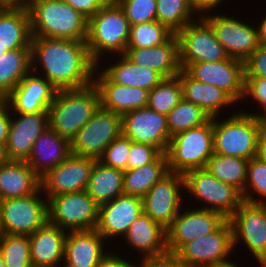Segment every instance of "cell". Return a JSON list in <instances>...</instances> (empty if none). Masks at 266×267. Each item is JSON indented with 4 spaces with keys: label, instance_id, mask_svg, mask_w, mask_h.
<instances>
[{
    "label": "cell",
    "instance_id": "cell-1",
    "mask_svg": "<svg viewBox=\"0 0 266 267\" xmlns=\"http://www.w3.org/2000/svg\"><path fill=\"white\" fill-rule=\"evenodd\" d=\"M30 47L31 71L35 73L40 64L44 78L56 89H81L93 84L98 66L86 41L32 37Z\"/></svg>",
    "mask_w": 266,
    "mask_h": 267
},
{
    "label": "cell",
    "instance_id": "cell-2",
    "mask_svg": "<svg viewBox=\"0 0 266 267\" xmlns=\"http://www.w3.org/2000/svg\"><path fill=\"white\" fill-rule=\"evenodd\" d=\"M32 37L86 41V19L62 0H26Z\"/></svg>",
    "mask_w": 266,
    "mask_h": 267
},
{
    "label": "cell",
    "instance_id": "cell-3",
    "mask_svg": "<svg viewBox=\"0 0 266 267\" xmlns=\"http://www.w3.org/2000/svg\"><path fill=\"white\" fill-rule=\"evenodd\" d=\"M100 106V94L94 84L81 89L58 90L48 109L49 127L71 143Z\"/></svg>",
    "mask_w": 266,
    "mask_h": 267
},
{
    "label": "cell",
    "instance_id": "cell-4",
    "mask_svg": "<svg viewBox=\"0 0 266 267\" xmlns=\"http://www.w3.org/2000/svg\"><path fill=\"white\" fill-rule=\"evenodd\" d=\"M129 37V21L116 0H109L88 19L86 45L97 66L103 53L124 54Z\"/></svg>",
    "mask_w": 266,
    "mask_h": 267
},
{
    "label": "cell",
    "instance_id": "cell-5",
    "mask_svg": "<svg viewBox=\"0 0 266 267\" xmlns=\"http://www.w3.org/2000/svg\"><path fill=\"white\" fill-rule=\"evenodd\" d=\"M213 118L214 153L247 160L256 157L261 122L264 118L257 113L241 110L220 122Z\"/></svg>",
    "mask_w": 266,
    "mask_h": 267
},
{
    "label": "cell",
    "instance_id": "cell-6",
    "mask_svg": "<svg viewBox=\"0 0 266 267\" xmlns=\"http://www.w3.org/2000/svg\"><path fill=\"white\" fill-rule=\"evenodd\" d=\"M214 154L213 118L202 126L173 135L166 156L170 172L184 174L189 170L205 168Z\"/></svg>",
    "mask_w": 266,
    "mask_h": 267
},
{
    "label": "cell",
    "instance_id": "cell-7",
    "mask_svg": "<svg viewBox=\"0 0 266 267\" xmlns=\"http://www.w3.org/2000/svg\"><path fill=\"white\" fill-rule=\"evenodd\" d=\"M183 177L184 190L206 204L202 209L218 212L227 220L244 201L238 189L220 181L206 168L189 170Z\"/></svg>",
    "mask_w": 266,
    "mask_h": 267
},
{
    "label": "cell",
    "instance_id": "cell-8",
    "mask_svg": "<svg viewBox=\"0 0 266 267\" xmlns=\"http://www.w3.org/2000/svg\"><path fill=\"white\" fill-rule=\"evenodd\" d=\"M48 221L65 231L95 229L99 206L86 191L56 195L47 199Z\"/></svg>",
    "mask_w": 266,
    "mask_h": 267
},
{
    "label": "cell",
    "instance_id": "cell-9",
    "mask_svg": "<svg viewBox=\"0 0 266 267\" xmlns=\"http://www.w3.org/2000/svg\"><path fill=\"white\" fill-rule=\"evenodd\" d=\"M187 24L176 33L179 41L181 69L200 62H219L229 58L224 47L218 42L210 24L199 17L198 21Z\"/></svg>",
    "mask_w": 266,
    "mask_h": 267
},
{
    "label": "cell",
    "instance_id": "cell-10",
    "mask_svg": "<svg viewBox=\"0 0 266 267\" xmlns=\"http://www.w3.org/2000/svg\"><path fill=\"white\" fill-rule=\"evenodd\" d=\"M121 135V115L100 106L71 141V154L98 160L106 147Z\"/></svg>",
    "mask_w": 266,
    "mask_h": 267
},
{
    "label": "cell",
    "instance_id": "cell-11",
    "mask_svg": "<svg viewBox=\"0 0 266 267\" xmlns=\"http://www.w3.org/2000/svg\"><path fill=\"white\" fill-rule=\"evenodd\" d=\"M41 190L0 201L4 234L31 235L48 221V201L41 199Z\"/></svg>",
    "mask_w": 266,
    "mask_h": 267
},
{
    "label": "cell",
    "instance_id": "cell-12",
    "mask_svg": "<svg viewBox=\"0 0 266 267\" xmlns=\"http://www.w3.org/2000/svg\"><path fill=\"white\" fill-rule=\"evenodd\" d=\"M233 249L232 226L226 219L213 233L187 242L175 255L189 267H208L229 260Z\"/></svg>",
    "mask_w": 266,
    "mask_h": 267
},
{
    "label": "cell",
    "instance_id": "cell-13",
    "mask_svg": "<svg viewBox=\"0 0 266 267\" xmlns=\"http://www.w3.org/2000/svg\"><path fill=\"white\" fill-rule=\"evenodd\" d=\"M228 220L233 248L242 240L256 259L266 258V204L243 201Z\"/></svg>",
    "mask_w": 266,
    "mask_h": 267
},
{
    "label": "cell",
    "instance_id": "cell-14",
    "mask_svg": "<svg viewBox=\"0 0 266 267\" xmlns=\"http://www.w3.org/2000/svg\"><path fill=\"white\" fill-rule=\"evenodd\" d=\"M180 188L184 189L183 174L169 171L142 198L143 212L166 230L181 211Z\"/></svg>",
    "mask_w": 266,
    "mask_h": 267
},
{
    "label": "cell",
    "instance_id": "cell-15",
    "mask_svg": "<svg viewBox=\"0 0 266 267\" xmlns=\"http://www.w3.org/2000/svg\"><path fill=\"white\" fill-rule=\"evenodd\" d=\"M122 135L135 143L149 144L166 153L171 136L167 116L148 106L123 114Z\"/></svg>",
    "mask_w": 266,
    "mask_h": 267
},
{
    "label": "cell",
    "instance_id": "cell-16",
    "mask_svg": "<svg viewBox=\"0 0 266 267\" xmlns=\"http://www.w3.org/2000/svg\"><path fill=\"white\" fill-rule=\"evenodd\" d=\"M184 70L192 78L223 90L235 102L244 100L245 62L229 57L219 62L193 63Z\"/></svg>",
    "mask_w": 266,
    "mask_h": 267
},
{
    "label": "cell",
    "instance_id": "cell-17",
    "mask_svg": "<svg viewBox=\"0 0 266 267\" xmlns=\"http://www.w3.org/2000/svg\"><path fill=\"white\" fill-rule=\"evenodd\" d=\"M218 42L231 58L245 62L258 48V28L226 15H204Z\"/></svg>",
    "mask_w": 266,
    "mask_h": 267
},
{
    "label": "cell",
    "instance_id": "cell-18",
    "mask_svg": "<svg viewBox=\"0 0 266 267\" xmlns=\"http://www.w3.org/2000/svg\"><path fill=\"white\" fill-rule=\"evenodd\" d=\"M96 159L71 154L40 179L41 189L50 197L85 191ZM48 197V198H47Z\"/></svg>",
    "mask_w": 266,
    "mask_h": 267
},
{
    "label": "cell",
    "instance_id": "cell-19",
    "mask_svg": "<svg viewBox=\"0 0 266 267\" xmlns=\"http://www.w3.org/2000/svg\"><path fill=\"white\" fill-rule=\"evenodd\" d=\"M188 210L182 214L179 211L166 230L169 254H175L187 242L213 233L226 220L220 213L201 207Z\"/></svg>",
    "mask_w": 266,
    "mask_h": 267
},
{
    "label": "cell",
    "instance_id": "cell-20",
    "mask_svg": "<svg viewBox=\"0 0 266 267\" xmlns=\"http://www.w3.org/2000/svg\"><path fill=\"white\" fill-rule=\"evenodd\" d=\"M57 92L58 89L44 77L30 71L4 100L11 112H48Z\"/></svg>",
    "mask_w": 266,
    "mask_h": 267
},
{
    "label": "cell",
    "instance_id": "cell-21",
    "mask_svg": "<svg viewBox=\"0 0 266 267\" xmlns=\"http://www.w3.org/2000/svg\"><path fill=\"white\" fill-rule=\"evenodd\" d=\"M12 118L6 143L7 154L11 161L27 162L35 140L49 126L48 112L15 113ZM18 118V119H17Z\"/></svg>",
    "mask_w": 266,
    "mask_h": 267
},
{
    "label": "cell",
    "instance_id": "cell-22",
    "mask_svg": "<svg viewBox=\"0 0 266 267\" xmlns=\"http://www.w3.org/2000/svg\"><path fill=\"white\" fill-rule=\"evenodd\" d=\"M143 212L141 197L121 195L102 204L98 209V222L96 230L108 240L115 236H121L127 232L133 221Z\"/></svg>",
    "mask_w": 266,
    "mask_h": 267
},
{
    "label": "cell",
    "instance_id": "cell-23",
    "mask_svg": "<svg viewBox=\"0 0 266 267\" xmlns=\"http://www.w3.org/2000/svg\"><path fill=\"white\" fill-rule=\"evenodd\" d=\"M123 55L135 65L155 70L163 78L175 77L182 70L176 34L167 42L155 47L127 48Z\"/></svg>",
    "mask_w": 266,
    "mask_h": 267
},
{
    "label": "cell",
    "instance_id": "cell-24",
    "mask_svg": "<svg viewBox=\"0 0 266 267\" xmlns=\"http://www.w3.org/2000/svg\"><path fill=\"white\" fill-rule=\"evenodd\" d=\"M98 74L99 77L93 79V84L99 91L102 108L122 116L132 110L148 106L149 90L122 86L112 82L103 72Z\"/></svg>",
    "mask_w": 266,
    "mask_h": 267
},
{
    "label": "cell",
    "instance_id": "cell-25",
    "mask_svg": "<svg viewBox=\"0 0 266 267\" xmlns=\"http://www.w3.org/2000/svg\"><path fill=\"white\" fill-rule=\"evenodd\" d=\"M66 235L49 221L29 235L32 267H57L64 262Z\"/></svg>",
    "mask_w": 266,
    "mask_h": 267
},
{
    "label": "cell",
    "instance_id": "cell-26",
    "mask_svg": "<svg viewBox=\"0 0 266 267\" xmlns=\"http://www.w3.org/2000/svg\"><path fill=\"white\" fill-rule=\"evenodd\" d=\"M124 236L129 246L142 253V261L168 253L166 229L144 212L133 221Z\"/></svg>",
    "mask_w": 266,
    "mask_h": 267
},
{
    "label": "cell",
    "instance_id": "cell-27",
    "mask_svg": "<svg viewBox=\"0 0 266 267\" xmlns=\"http://www.w3.org/2000/svg\"><path fill=\"white\" fill-rule=\"evenodd\" d=\"M103 241L96 229L67 232L64 262L71 267H97L108 253Z\"/></svg>",
    "mask_w": 266,
    "mask_h": 267
},
{
    "label": "cell",
    "instance_id": "cell-28",
    "mask_svg": "<svg viewBox=\"0 0 266 267\" xmlns=\"http://www.w3.org/2000/svg\"><path fill=\"white\" fill-rule=\"evenodd\" d=\"M70 155V142L48 126L35 140L27 163L41 179Z\"/></svg>",
    "mask_w": 266,
    "mask_h": 267
},
{
    "label": "cell",
    "instance_id": "cell-29",
    "mask_svg": "<svg viewBox=\"0 0 266 267\" xmlns=\"http://www.w3.org/2000/svg\"><path fill=\"white\" fill-rule=\"evenodd\" d=\"M31 38L26 6L0 7V56L6 51L31 48Z\"/></svg>",
    "mask_w": 266,
    "mask_h": 267
},
{
    "label": "cell",
    "instance_id": "cell-30",
    "mask_svg": "<svg viewBox=\"0 0 266 267\" xmlns=\"http://www.w3.org/2000/svg\"><path fill=\"white\" fill-rule=\"evenodd\" d=\"M183 88V98L202 108L211 118L218 117L225 106L235 101L218 87L192 78L184 69L177 75Z\"/></svg>",
    "mask_w": 266,
    "mask_h": 267
},
{
    "label": "cell",
    "instance_id": "cell-31",
    "mask_svg": "<svg viewBox=\"0 0 266 267\" xmlns=\"http://www.w3.org/2000/svg\"><path fill=\"white\" fill-rule=\"evenodd\" d=\"M40 187V178L27 162L10 161L0 167V201L29 196Z\"/></svg>",
    "mask_w": 266,
    "mask_h": 267
},
{
    "label": "cell",
    "instance_id": "cell-32",
    "mask_svg": "<svg viewBox=\"0 0 266 267\" xmlns=\"http://www.w3.org/2000/svg\"><path fill=\"white\" fill-rule=\"evenodd\" d=\"M85 191L98 206L124 195L123 171L96 160Z\"/></svg>",
    "mask_w": 266,
    "mask_h": 267
},
{
    "label": "cell",
    "instance_id": "cell-33",
    "mask_svg": "<svg viewBox=\"0 0 266 267\" xmlns=\"http://www.w3.org/2000/svg\"><path fill=\"white\" fill-rule=\"evenodd\" d=\"M119 57L115 65H108L102 70L112 82L150 91L162 81L163 77L155 70L135 65L123 54Z\"/></svg>",
    "mask_w": 266,
    "mask_h": 267
},
{
    "label": "cell",
    "instance_id": "cell-34",
    "mask_svg": "<svg viewBox=\"0 0 266 267\" xmlns=\"http://www.w3.org/2000/svg\"><path fill=\"white\" fill-rule=\"evenodd\" d=\"M169 172L166 153L152 163L123 171L124 194L143 198Z\"/></svg>",
    "mask_w": 266,
    "mask_h": 267
},
{
    "label": "cell",
    "instance_id": "cell-35",
    "mask_svg": "<svg viewBox=\"0 0 266 267\" xmlns=\"http://www.w3.org/2000/svg\"><path fill=\"white\" fill-rule=\"evenodd\" d=\"M31 71V48L6 51L0 56V100H4Z\"/></svg>",
    "mask_w": 266,
    "mask_h": 267
},
{
    "label": "cell",
    "instance_id": "cell-36",
    "mask_svg": "<svg viewBox=\"0 0 266 267\" xmlns=\"http://www.w3.org/2000/svg\"><path fill=\"white\" fill-rule=\"evenodd\" d=\"M248 160L234 156L213 154L205 168L220 181L230 184L242 194L246 186V172Z\"/></svg>",
    "mask_w": 266,
    "mask_h": 267
},
{
    "label": "cell",
    "instance_id": "cell-37",
    "mask_svg": "<svg viewBox=\"0 0 266 267\" xmlns=\"http://www.w3.org/2000/svg\"><path fill=\"white\" fill-rule=\"evenodd\" d=\"M210 119L202 108L183 98L167 115L170 136L202 126Z\"/></svg>",
    "mask_w": 266,
    "mask_h": 267
},
{
    "label": "cell",
    "instance_id": "cell-38",
    "mask_svg": "<svg viewBox=\"0 0 266 267\" xmlns=\"http://www.w3.org/2000/svg\"><path fill=\"white\" fill-rule=\"evenodd\" d=\"M183 99V88L178 76L163 78L149 91L148 107L160 114L168 113Z\"/></svg>",
    "mask_w": 266,
    "mask_h": 267
},
{
    "label": "cell",
    "instance_id": "cell-39",
    "mask_svg": "<svg viewBox=\"0 0 266 267\" xmlns=\"http://www.w3.org/2000/svg\"><path fill=\"white\" fill-rule=\"evenodd\" d=\"M157 21L173 33L183 29L192 20L194 12L190 0H156Z\"/></svg>",
    "mask_w": 266,
    "mask_h": 267
},
{
    "label": "cell",
    "instance_id": "cell-40",
    "mask_svg": "<svg viewBox=\"0 0 266 267\" xmlns=\"http://www.w3.org/2000/svg\"><path fill=\"white\" fill-rule=\"evenodd\" d=\"M174 34L158 21L132 25L127 48L155 47L167 42Z\"/></svg>",
    "mask_w": 266,
    "mask_h": 267
},
{
    "label": "cell",
    "instance_id": "cell-41",
    "mask_svg": "<svg viewBox=\"0 0 266 267\" xmlns=\"http://www.w3.org/2000/svg\"><path fill=\"white\" fill-rule=\"evenodd\" d=\"M0 252L5 267H32L29 235L4 234L0 238Z\"/></svg>",
    "mask_w": 266,
    "mask_h": 267
},
{
    "label": "cell",
    "instance_id": "cell-42",
    "mask_svg": "<svg viewBox=\"0 0 266 267\" xmlns=\"http://www.w3.org/2000/svg\"><path fill=\"white\" fill-rule=\"evenodd\" d=\"M248 190L253 193H249ZM254 192L266 199V162L260 160L258 157H253L248 160L246 186L242 197L244 201L250 203L266 204V201H262L261 198H259V200L255 199L253 196Z\"/></svg>",
    "mask_w": 266,
    "mask_h": 267
},
{
    "label": "cell",
    "instance_id": "cell-43",
    "mask_svg": "<svg viewBox=\"0 0 266 267\" xmlns=\"http://www.w3.org/2000/svg\"><path fill=\"white\" fill-rule=\"evenodd\" d=\"M125 12L130 26L157 21L156 0H116Z\"/></svg>",
    "mask_w": 266,
    "mask_h": 267
},
{
    "label": "cell",
    "instance_id": "cell-44",
    "mask_svg": "<svg viewBox=\"0 0 266 267\" xmlns=\"http://www.w3.org/2000/svg\"><path fill=\"white\" fill-rule=\"evenodd\" d=\"M129 152L130 139L121 135L106 147L98 161L105 166L125 171L127 170Z\"/></svg>",
    "mask_w": 266,
    "mask_h": 267
},
{
    "label": "cell",
    "instance_id": "cell-45",
    "mask_svg": "<svg viewBox=\"0 0 266 267\" xmlns=\"http://www.w3.org/2000/svg\"><path fill=\"white\" fill-rule=\"evenodd\" d=\"M161 152L149 144L135 143L130 140V152L127 160V169L140 168L152 163Z\"/></svg>",
    "mask_w": 266,
    "mask_h": 267
},
{
    "label": "cell",
    "instance_id": "cell-46",
    "mask_svg": "<svg viewBox=\"0 0 266 267\" xmlns=\"http://www.w3.org/2000/svg\"><path fill=\"white\" fill-rule=\"evenodd\" d=\"M252 96L257 104L260 105V108L264 110L263 114H258V116L265 118L266 117V78L259 77H245L244 84V96L249 97Z\"/></svg>",
    "mask_w": 266,
    "mask_h": 267
},
{
    "label": "cell",
    "instance_id": "cell-47",
    "mask_svg": "<svg viewBox=\"0 0 266 267\" xmlns=\"http://www.w3.org/2000/svg\"><path fill=\"white\" fill-rule=\"evenodd\" d=\"M245 77L266 78V45L259 44L245 61Z\"/></svg>",
    "mask_w": 266,
    "mask_h": 267
},
{
    "label": "cell",
    "instance_id": "cell-48",
    "mask_svg": "<svg viewBox=\"0 0 266 267\" xmlns=\"http://www.w3.org/2000/svg\"><path fill=\"white\" fill-rule=\"evenodd\" d=\"M75 10L79 11L86 19L94 16L109 0H62Z\"/></svg>",
    "mask_w": 266,
    "mask_h": 267
},
{
    "label": "cell",
    "instance_id": "cell-49",
    "mask_svg": "<svg viewBox=\"0 0 266 267\" xmlns=\"http://www.w3.org/2000/svg\"><path fill=\"white\" fill-rule=\"evenodd\" d=\"M141 265V266H140ZM137 267H189L175 254H165L140 262Z\"/></svg>",
    "mask_w": 266,
    "mask_h": 267
},
{
    "label": "cell",
    "instance_id": "cell-50",
    "mask_svg": "<svg viewBox=\"0 0 266 267\" xmlns=\"http://www.w3.org/2000/svg\"><path fill=\"white\" fill-rule=\"evenodd\" d=\"M10 111L11 110L7 102L5 100H0V144L7 143L9 127L11 122Z\"/></svg>",
    "mask_w": 266,
    "mask_h": 267
},
{
    "label": "cell",
    "instance_id": "cell-51",
    "mask_svg": "<svg viewBox=\"0 0 266 267\" xmlns=\"http://www.w3.org/2000/svg\"><path fill=\"white\" fill-rule=\"evenodd\" d=\"M137 267V265H135ZM128 260L120 258V256L113 255L108 252L103 259L99 262L97 267H135Z\"/></svg>",
    "mask_w": 266,
    "mask_h": 267
},
{
    "label": "cell",
    "instance_id": "cell-52",
    "mask_svg": "<svg viewBox=\"0 0 266 267\" xmlns=\"http://www.w3.org/2000/svg\"><path fill=\"white\" fill-rule=\"evenodd\" d=\"M192 10L194 13H200L201 17L204 15L202 14L204 11L206 12L205 15L209 12L207 11H212L211 9H216L219 4L223 2V0H190ZM196 11V12H195Z\"/></svg>",
    "mask_w": 266,
    "mask_h": 267
},
{
    "label": "cell",
    "instance_id": "cell-53",
    "mask_svg": "<svg viewBox=\"0 0 266 267\" xmlns=\"http://www.w3.org/2000/svg\"><path fill=\"white\" fill-rule=\"evenodd\" d=\"M260 160L266 162V120L261 122L258 137L257 155Z\"/></svg>",
    "mask_w": 266,
    "mask_h": 267
},
{
    "label": "cell",
    "instance_id": "cell-54",
    "mask_svg": "<svg viewBox=\"0 0 266 267\" xmlns=\"http://www.w3.org/2000/svg\"><path fill=\"white\" fill-rule=\"evenodd\" d=\"M260 25H258V41L261 45H266V17L261 20Z\"/></svg>",
    "mask_w": 266,
    "mask_h": 267
},
{
    "label": "cell",
    "instance_id": "cell-55",
    "mask_svg": "<svg viewBox=\"0 0 266 267\" xmlns=\"http://www.w3.org/2000/svg\"><path fill=\"white\" fill-rule=\"evenodd\" d=\"M10 161L11 160L7 154L6 144H0V167L8 164Z\"/></svg>",
    "mask_w": 266,
    "mask_h": 267
},
{
    "label": "cell",
    "instance_id": "cell-56",
    "mask_svg": "<svg viewBox=\"0 0 266 267\" xmlns=\"http://www.w3.org/2000/svg\"><path fill=\"white\" fill-rule=\"evenodd\" d=\"M26 0H0V7L25 5Z\"/></svg>",
    "mask_w": 266,
    "mask_h": 267
},
{
    "label": "cell",
    "instance_id": "cell-57",
    "mask_svg": "<svg viewBox=\"0 0 266 267\" xmlns=\"http://www.w3.org/2000/svg\"><path fill=\"white\" fill-rule=\"evenodd\" d=\"M208 267H239V266L235 265L234 262L231 263L228 260H226V261H223V262L212 264V265H210Z\"/></svg>",
    "mask_w": 266,
    "mask_h": 267
},
{
    "label": "cell",
    "instance_id": "cell-58",
    "mask_svg": "<svg viewBox=\"0 0 266 267\" xmlns=\"http://www.w3.org/2000/svg\"><path fill=\"white\" fill-rule=\"evenodd\" d=\"M4 235L3 225H2V216H1V204H0V238Z\"/></svg>",
    "mask_w": 266,
    "mask_h": 267
},
{
    "label": "cell",
    "instance_id": "cell-59",
    "mask_svg": "<svg viewBox=\"0 0 266 267\" xmlns=\"http://www.w3.org/2000/svg\"><path fill=\"white\" fill-rule=\"evenodd\" d=\"M262 267H266V258L256 259Z\"/></svg>",
    "mask_w": 266,
    "mask_h": 267
},
{
    "label": "cell",
    "instance_id": "cell-60",
    "mask_svg": "<svg viewBox=\"0 0 266 267\" xmlns=\"http://www.w3.org/2000/svg\"><path fill=\"white\" fill-rule=\"evenodd\" d=\"M0 267H5L4 260H3V255H2L1 252H0Z\"/></svg>",
    "mask_w": 266,
    "mask_h": 267
},
{
    "label": "cell",
    "instance_id": "cell-61",
    "mask_svg": "<svg viewBox=\"0 0 266 267\" xmlns=\"http://www.w3.org/2000/svg\"><path fill=\"white\" fill-rule=\"evenodd\" d=\"M64 267H71V266H69L68 264H66L65 262H64ZM57 267H59V265L57 266ZM61 267V266H60Z\"/></svg>",
    "mask_w": 266,
    "mask_h": 267
}]
</instances>
